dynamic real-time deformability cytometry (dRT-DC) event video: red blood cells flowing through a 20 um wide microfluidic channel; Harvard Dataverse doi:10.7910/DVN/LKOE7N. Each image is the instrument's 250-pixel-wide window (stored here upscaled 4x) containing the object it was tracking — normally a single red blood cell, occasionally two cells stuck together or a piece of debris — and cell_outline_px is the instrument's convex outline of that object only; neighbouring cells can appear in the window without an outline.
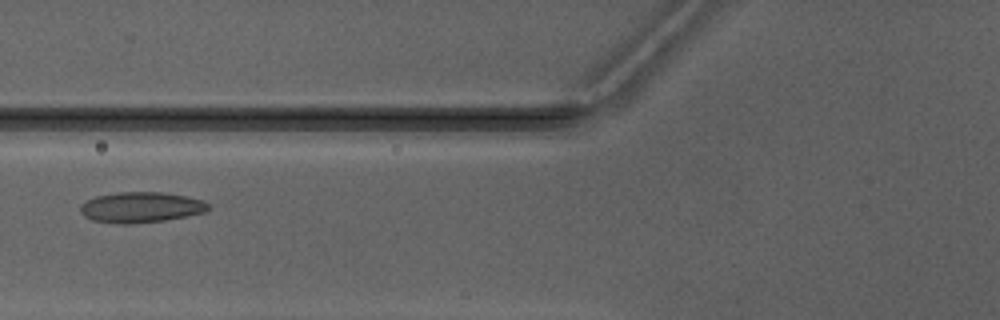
{"species": "Egyptian fruit bat (a non-hibernating species)", "species_latin": "Rousettus aegyptiacus", "temperature_condition": "warm", "stored_images_in_passage": 4, "camera_frame_rate_fps": 3000, "um_per_image_px": 0.085, "animal": {"sex": "male"}, "frame": {"image": 1, "passage_image": 3, "time_ms": 2.667, "image_size_px": [1000, 320], "cell_outline_px": [[212, 208], [204, 212], [164, 220], [132, 224], [116, 224], [92, 220], [84, 216], [80, 212], [80, 204], [96, 196], [116, 192], [160, 192], [184, 196], [200, 200], [208, 204]], "centroid_in_image_um": [11.92, 17.62], "position_along_channel_um": 113.9, "area_um2": 22.72}}
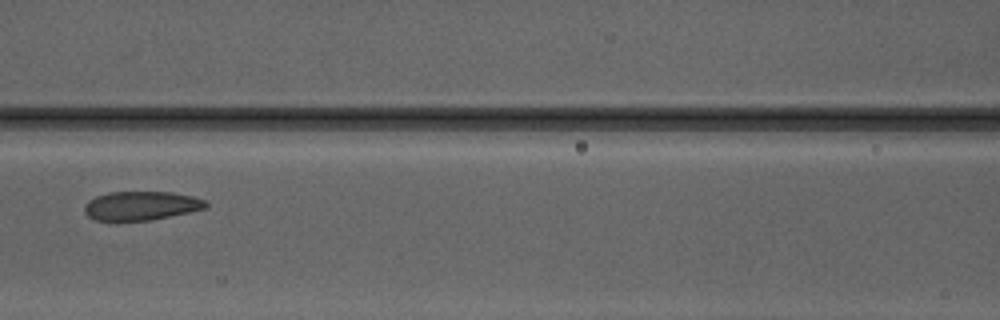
{"frame": {"image": 2, "passage_image": 4, "time_ms": 3.667, "image_size_px": [1000, 320], "cell_outline_px": [[208, 208], [152, 220], [116, 224], [92, 220], [84, 212], [84, 204], [88, 200], [96, 196], [108, 192], [172, 192], [192, 196], [204, 200], [208, 204]], "centroid_in_image_um": [11.91, 17.54], "position_along_channel_um": 154.7, "area_um2": 21.39}}